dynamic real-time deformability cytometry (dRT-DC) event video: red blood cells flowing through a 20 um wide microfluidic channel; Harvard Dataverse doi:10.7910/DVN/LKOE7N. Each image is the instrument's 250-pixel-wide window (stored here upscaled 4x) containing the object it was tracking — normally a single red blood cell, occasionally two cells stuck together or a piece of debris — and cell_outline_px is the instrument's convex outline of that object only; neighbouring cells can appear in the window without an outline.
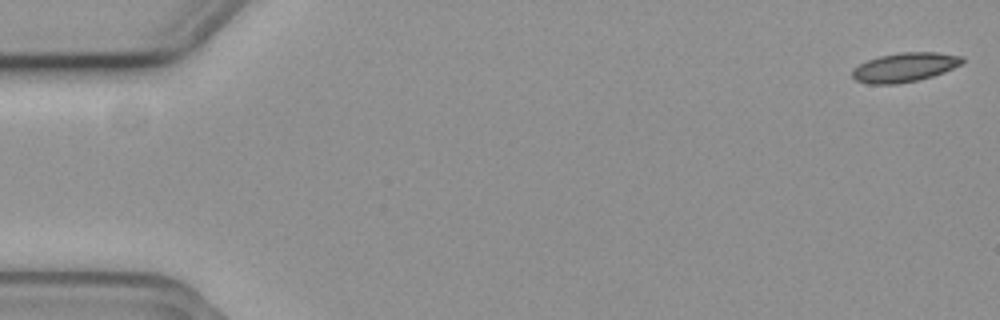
{"species": "common noctule bat (a hibernating species)", "species_latin": "Nyctalus noctula", "temperature_condition": "cold", "stored_images_in_passage": 13, "camera_frame_rate_fps": 3000, "um_per_image_px": 0.085, "animal": {"sex": "female", "body_mass_g": 19.3, "forearm_length_mm": 54.1}, "frame": {"image": 1, "passage_image": 1, "time_ms": 0.0, "image_size_px": [1000, 320], "cell_outline_px": [[964, 60], [960, 64], [944, 72], [920, 80], [896, 84], [868, 84], [856, 80], [852, 76], [852, 68], [868, 60], [880, 56], [900, 52], [936, 52], [964, 56]], "centroid_in_image_um": [76.89, 5.72], "position_along_channel_um": 8.1, "area_um2": 18.73}}